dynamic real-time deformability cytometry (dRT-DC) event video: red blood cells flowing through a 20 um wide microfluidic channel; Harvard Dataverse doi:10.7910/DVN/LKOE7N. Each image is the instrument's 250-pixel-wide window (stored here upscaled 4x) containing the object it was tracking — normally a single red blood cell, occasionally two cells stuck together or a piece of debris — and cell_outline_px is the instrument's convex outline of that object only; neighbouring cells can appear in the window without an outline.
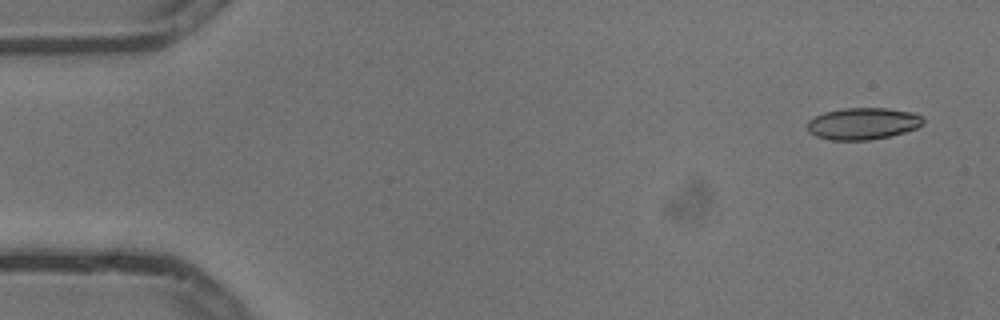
{"species": "common noctule bat (a hibernating species)", "species_latin": "Nyctalus noctula", "temperature_condition": "cold", "stored_images_in_passage": 4, "camera_frame_rate_fps": 3000, "um_per_image_px": 0.085, "animal": {"sex": "male", "body_mass_g": 13.3}, "frame": {"image": 1, "passage_image": 1, "time_ms": 0.0, "image_size_px": [1000, 320], "cell_outline_px": [[924, 124], [916, 128], [904, 132], [888, 136], [868, 140], [828, 140], [816, 136], [808, 132], [808, 120], [824, 112], [844, 108], [884, 108], [916, 112], [924, 116]], "centroid_in_image_um": [73.37, 10.5], "position_along_channel_um": 11.6, "area_um2": 21.62}}
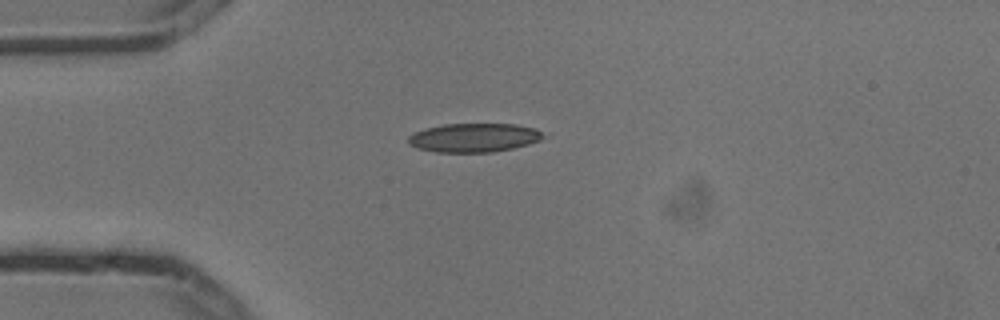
{"frame": {"image": 2, "passage_image": 4, "time_ms": 1.0, "image_size_px": [1000, 320], "cell_outline_px": [[544, 136], [540, 140], [528, 144], [512, 148], [492, 152], [436, 152], [416, 148], [408, 144], [408, 136], [424, 128], [444, 124], [516, 124], [536, 128]], "centroid_in_image_um": [40.25, 11.7], "position_along_channel_um": 44.7, "area_um2": 22.66}}